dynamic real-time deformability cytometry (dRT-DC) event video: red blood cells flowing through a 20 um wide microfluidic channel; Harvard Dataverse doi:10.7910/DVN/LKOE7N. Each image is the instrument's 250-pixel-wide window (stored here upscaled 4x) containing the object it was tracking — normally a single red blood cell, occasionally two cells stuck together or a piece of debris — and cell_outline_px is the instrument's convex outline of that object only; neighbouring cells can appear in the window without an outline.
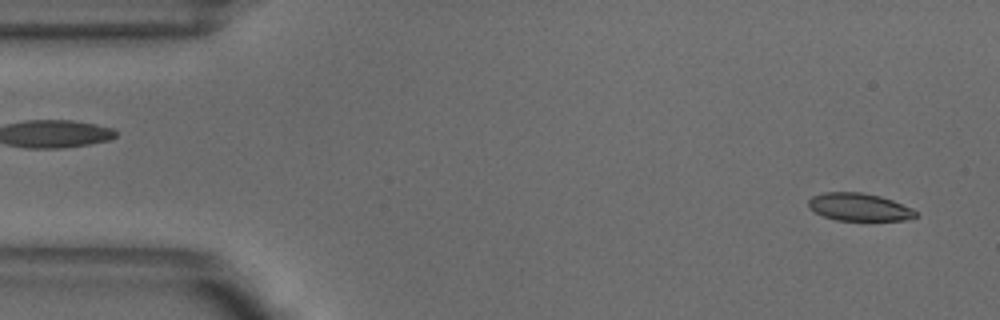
{"species": "common noctule bat (a hibernating species)", "species_latin": "Nyctalus noctula", "temperature_condition": "warm", "stored_images_in_passage": 50, "camera_frame_rate_fps": 3000, "um_per_image_px": 0.085, "animal": {"sex": "male", "body_mass_g": 18.8}, "frame": {"image": 1, "passage_image": 2, "time_ms": 0.333, "image_size_px": [1000, 320], "cell_outline_px": [[916, 216], [904, 220], [836, 220], [824, 216], [808, 208], [808, 200], [812, 196], [824, 192], [860, 192], [880, 196], [892, 200], [912, 208], [916, 212]], "centroid_in_image_um": [72.99, 17.59], "position_along_channel_um": 12.0, "area_um2": 17.17}}
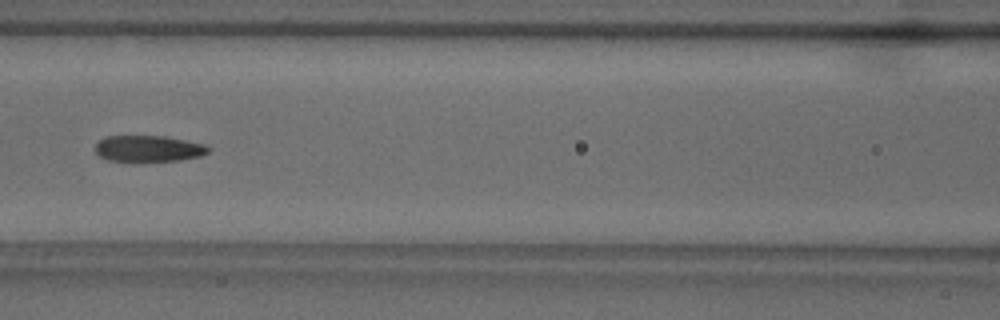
{"frame": {"image": 2, "passage_image": 21, "time_ms": 6.667, "image_size_px": [1000, 320], "cell_outline_px": [[208, 152], [200, 156], [180, 160], [136, 164], [108, 160], [100, 156], [96, 152], [96, 144], [104, 136], [164, 136], [204, 144], [208, 148]], "centroid_in_image_um": [12.57, 12.67], "position_along_channel_um": 154.0, "area_um2": 17.86}}
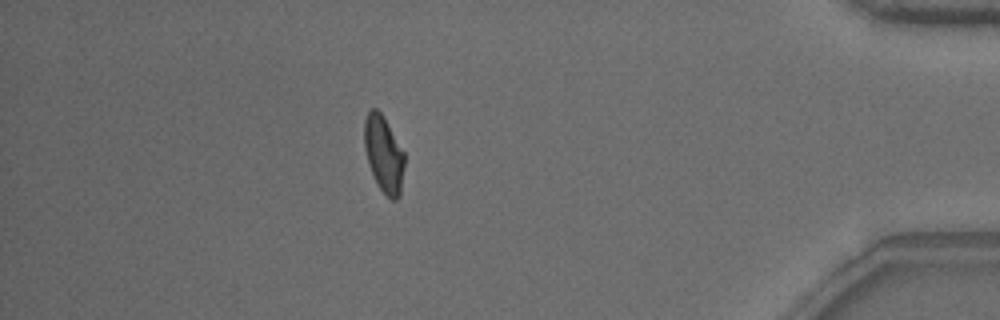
{"frame": {"image": 3, "passage_image": 44, "time_ms": 14.333, "image_size_px": [1000, 320], "cell_outline_px": [[404, 168], [400, 196], [396, 200], [392, 200], [376, 184], [368, 164], [364, 148], [364, 120], [368, 112], [372, 108], [376, 108], [380, 112], [404, 152]], "centroid_in_image_um": [32.6, 13.13], "position_along_channel_um": 402.6, "area_um2": 17.8}, "authors_computed_cell_mechanics": {"area_um2": 18.3226, "velocity_mm_per_s": 3.8752, "shape_relaxation_time_tau1_ms": 4.249, "shape_relaxation_time_tau2_ms": 1.32, "deformation_change_tau1": 0.1492, "deformation_change_tau2": 0.0638}}